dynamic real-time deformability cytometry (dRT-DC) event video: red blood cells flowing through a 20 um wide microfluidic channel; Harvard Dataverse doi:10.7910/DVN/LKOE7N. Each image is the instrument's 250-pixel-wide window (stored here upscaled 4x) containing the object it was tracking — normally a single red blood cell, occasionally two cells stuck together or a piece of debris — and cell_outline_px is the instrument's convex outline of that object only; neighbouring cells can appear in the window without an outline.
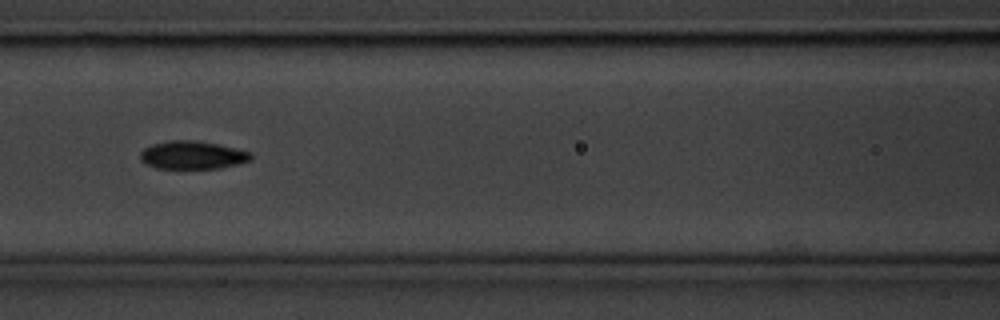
{"species": "common noctule bat (a hibernating species)", "species_latin": "Nyctalus noctula", "temperature_condition": "cold", "stored_images_in_passage": 38, "camera_frame_rate_fps": 3000, "um_per_image_px": 0.085, "animal": {"sex": "male", "body_mass_g": 20.1, "forearm_length_mm": 53.5}, "frame": {"image": 1, "passage_image": 13, "time_ms": 4.0, "image_size_px": [1000, 320], "cell_outline_px": [[252, 160], [220, 168], [180, 172], [156, 168], [144, 164], [140, 160], [140, 152], [144, 148], [152, 144], [168, 140], [196, 140], [220, 144], [252, 152]], "centroid_in_image_um": [16.32, 13.23], "position_along_channel_um": 150.3, "area_um2": 19.25}}
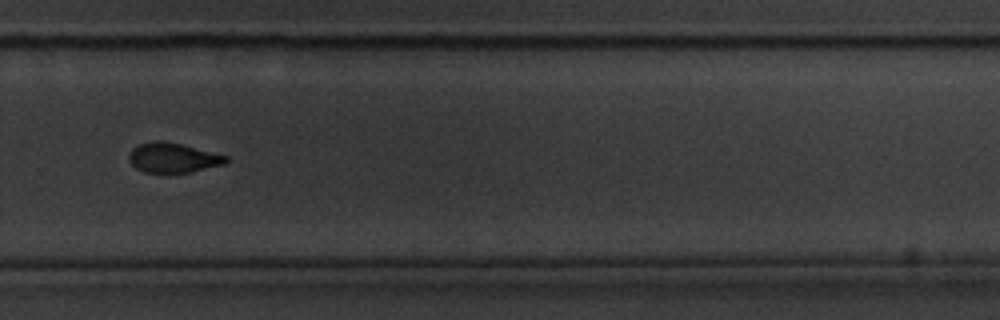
{"frame": {"image": 2, "passage_image": 27, "time_ms": 8.667, "image_size_px": [1000, 320], "cell_outline_px": [[228, 160], [224, 164], [188, 172], [144, 172], [136, 168], [128, 160], [128, 156], [132, 148], [140, 144], [156, 140], [160, 140], [180, 144], [228, 156]], "centroid_in_image_um": [14.67, 13.4], "position_along_channel_um": 315.1, "area_um2": 16.53}}
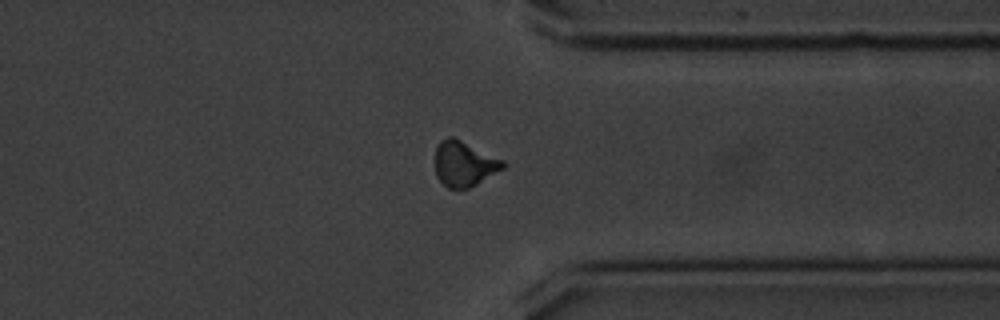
{"frame": {"image": 3, "passage_image": 32, "time_ms": 10.333, "image_size_px": [1000, 320], "cell_outline_px": [[508, 164], [504, 168], [476, 184], [468, 188], [448, 188], [436, 176], [436, 148], [440, 140], [448, 136], [452, 136], [504, 160]], "centroid_in_image_um": [39.46, 13.91], "position_along_channel_um": 371.9, "area_um2": 17.74}, "authors_computed_cell_mechanics": {"area_um2": 18.0914, "velocity_mm_per_s": 3.5418, "shape_relaxation_time_tau1_ms": 2.3735, "shape_relaxation_time_tau2_ms": 4.8399, "deformation_change_tau1": 0.1039, "deformation_change_tau2": 0.0997}}